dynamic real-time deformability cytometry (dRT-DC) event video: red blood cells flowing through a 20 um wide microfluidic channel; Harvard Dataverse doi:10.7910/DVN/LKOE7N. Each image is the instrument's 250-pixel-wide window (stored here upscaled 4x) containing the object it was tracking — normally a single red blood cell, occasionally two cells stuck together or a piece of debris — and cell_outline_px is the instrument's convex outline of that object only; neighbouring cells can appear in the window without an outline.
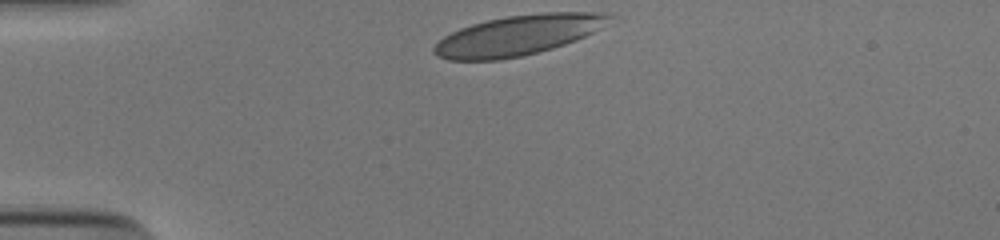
{"species": "human", "species_latin": "Homo sapiens", "temperature_condition": "cold", "stored_images_in_passage": 31, "camera_frame_rate_fps": 3000, "um_per_image_px": 0.085, "donor": {"sex": "male"}, "frame": {"image": 1, "passage_image": 1, "time_ms": 0.0, "image_size_px": [1000, 240], "cell_outline_px": [[616, 16], [600, 28], [576, 40], [552, 48], [520, 56], [500, 60], [448, 60], [436, 56], [432, 52], [432, 48], [444, 36], [460, 28], [472, 24], [488, 20], [508, 16], [540, 12], [608, 12]], "centroid_in_image_um": [44.04, 2.99], "position_along_channel_um": 41.0, "area_um2": 40.92}}
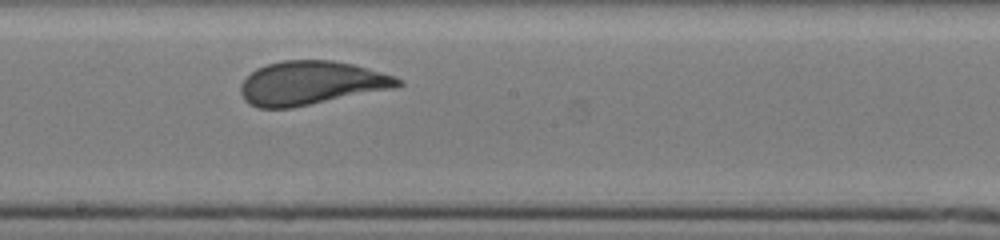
{"frame": {"image": 2, "passage_image": 18, "time_ms": 5.667, "image_size_px": [1000, 240], "cell_outline_px": [[404, 84], [392, 88], [292, 108], [260, 108], [248, 104], [244, 100], [240, 92], [240, 84], [256, 68], [268, 64], [284, 60], [332, 60], [352, 64], [380, 72], [404, 80]], "centroid_in_image_um": [26.4, 7.06], "position_along_channel_um": 221.8, "area_um2": 39.77}}
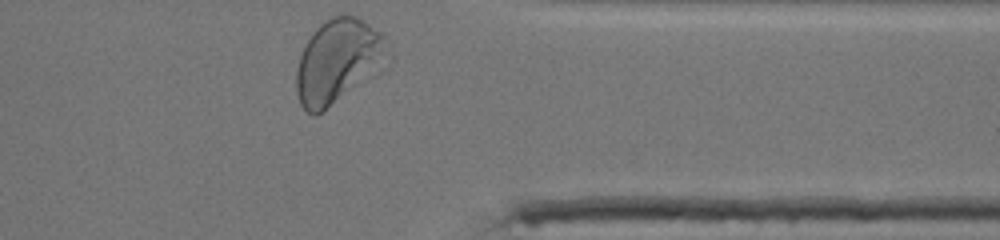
{"frame": {"image": 3, "passage_image": 31, "time_ms": 10.0, "image_size_px": [1000, 240], "cell_outline_px": [[392, 60], [380, 72], [316, 116], [312, 116], [300, 104], [296, 92], [296, 68], [304, 44], [316, 28], [320, 24], [336, 16], [356, 16], [380, 32], [384, 36], [392, 56]], "centroid_in_image_um": [28.78, 5.24], "position_along_channel_um": 382.6, "area_um2": 45.37}, "authors_computed_cell_mechanics": {"area_um2": 40.171, "velocity_mm_per_s": 3.8636, "shape_relaxation_time_tau1_ms": 3.4401, "shape_relaxation_time_tau2_ms": null, "deformation_change_tau1": 0.169, "deformation_change_tau2": null}}